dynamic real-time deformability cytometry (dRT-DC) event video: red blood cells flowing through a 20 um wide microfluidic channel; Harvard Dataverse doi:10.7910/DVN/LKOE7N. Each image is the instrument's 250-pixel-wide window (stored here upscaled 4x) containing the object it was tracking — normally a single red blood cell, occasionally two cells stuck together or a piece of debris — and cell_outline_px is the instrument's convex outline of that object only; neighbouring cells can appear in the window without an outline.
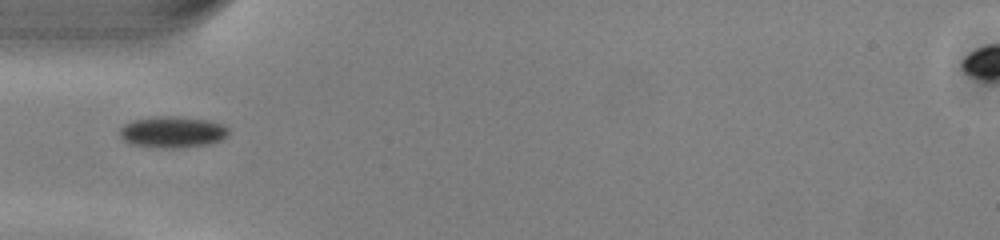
{"species": "common noctule bat (a hibernating species)", "species_latin": "Nyctalus noctula", "temperature_condition": "warm", "stored_images_in_passage": 35, "camera_frame_rate_fps": 3000, "um_per_image_px": 0.085, "animal": {"sex": "male", "body_mass_g": 13.0, "forearm_length_mm": 53.1}, "frame": {"image": 1, "passage_image": 1, "time_ms": 0.0, "image_size_px": [1000, 240], "cell_outline_px": [[228, 132], [220, 140], [208, 144], [168, 148], [164, 148], [132, 144], [124, 140], [120, 136], [120, 128], [124, 124], [132, 120], [156, 116], [176, 116], [208, 120], [224, 124], [228, 128]], "centroid_in_image_um": [14.64, 11.2], "position_along_channel_um": 70.4, "area_um2": 19.65}}
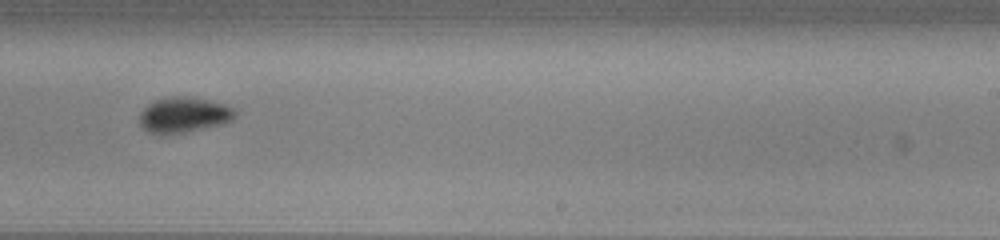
{"frame": {"image": 2, "passage_image": 16, "time_ms": 5.0, "image_size_px": [1000, 240], "cell_outline_px": [[236, 116], [232, 120], [220, 124], [184, 132], [164, 136], [160, 136], [148, 132], [140, 124], [140, 112], [148, 104], [156, 100], [172, 96], [188, 96], [224, 104], [232, 108], [236, 112]], "centroid_in_image_um": [15.58, 9.78], "position_along_channel_um": 273.4, "area_um2": 19.71}}
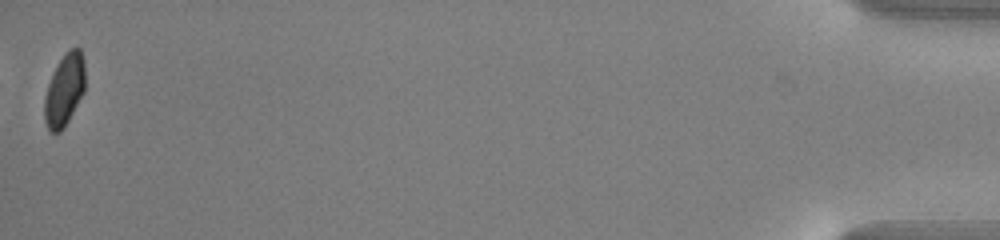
{"frame": {"image": 3, "passage_image": 35, "time_ms": 11.333, "image_size_px": [1000, 240], "cell_outline_px": [[84, 92], [64, 128], [60, 132], [52, 132], [48, 128], [44, 120], [44, 100], [48, 84], [60, 60], [68, 48], [80, 48], [84, 60]], "centroid_in_image_um": [5.48, 7.66], "position_along_channel_um": 429.7, "area_um2": 16.88}, "authors_computed_cell_mechanics": {"area_um2": 18.6694, "velocity_mm_per_s": 4.0564, "shape_relaxation_time_tau1_ms": 2.7782, "shape_relaxation_time_tau2_ms": null, "deformation_change_tau1": 0.0948, "deformation_change_tau2": null}}